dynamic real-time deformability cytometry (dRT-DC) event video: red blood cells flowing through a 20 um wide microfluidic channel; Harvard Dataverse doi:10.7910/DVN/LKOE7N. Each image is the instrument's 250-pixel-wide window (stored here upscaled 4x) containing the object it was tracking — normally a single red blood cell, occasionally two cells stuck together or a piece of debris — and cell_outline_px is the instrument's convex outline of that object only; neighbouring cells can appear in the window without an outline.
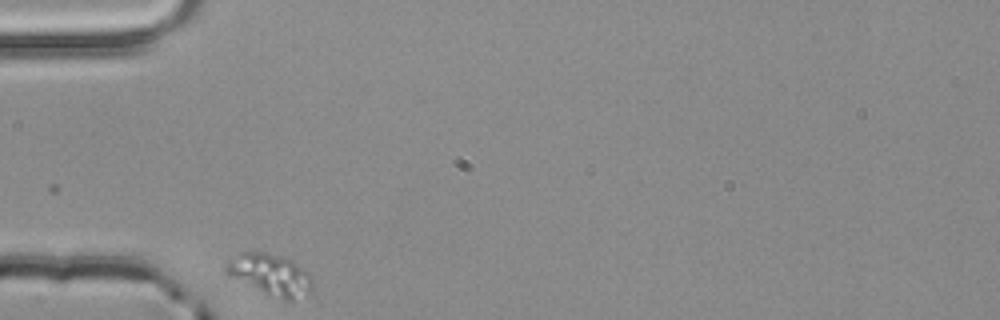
{"species": "common noctule bat (a hibernating species)", "species_latin": "Nyctalus noctula", "temperature_condition": "room temperature", "stored_images_in_passage": 34, "camera_frame_rate_fps": 3000, "um_per_image_px": 0.085, "animal": {"sex": "male", "body_mass_g": 20.4}, "frame": {"image": 1, "passage_image": 1, "time_ms": 0.0, "image_size_px": [1000, 320], "cell_outline_px": [[312, 292], [292, 300], [284, 300], [264, 292], [228, 276], [224, 272], [224, 264], [228, 260], [240, 252], [268, 252], [292, 260], [308, 272], [312, 276]], "centroid_in_image_um": [22.97, 23.32], "position_along_channel_um": 62.0, "area_um2": 20.87}}